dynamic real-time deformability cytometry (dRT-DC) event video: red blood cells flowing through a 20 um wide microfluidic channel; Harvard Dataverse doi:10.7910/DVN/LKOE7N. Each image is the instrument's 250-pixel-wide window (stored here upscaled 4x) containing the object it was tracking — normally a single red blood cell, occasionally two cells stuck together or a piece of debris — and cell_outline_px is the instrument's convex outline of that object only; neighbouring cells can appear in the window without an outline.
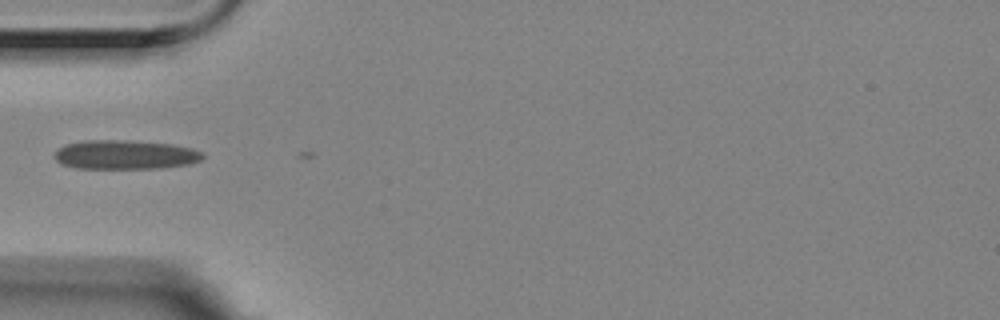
{"species": "Egyptian fruit bat (a non-hibernating species)", "species_latin": "Rousettus aegyptiacus", "temperature_condition": "room temperature", "stored_images_in_passage": 7, "camera_frame_rate_fps": 3000, "um_per_image_px": 0.085, "animal": {"sex": "female"}, "frame": {"image": 1, "passage_image": 5, "time_ms": 1.333, "image_size_px": [1000, 320], "cell_outline_px": [[204, 156], [200, 160], [188, 164], [160, 168], [76, 168], [60, 164], [56, 160], [56, 152], [64, 144], [84, 140], [124, 140], [172, 144], [192, 148], [200, 152]], "centroid_in_image_um": [10.61, 13.14], "position_along_channel_um": 74.4, "area_um2": 25.03}}
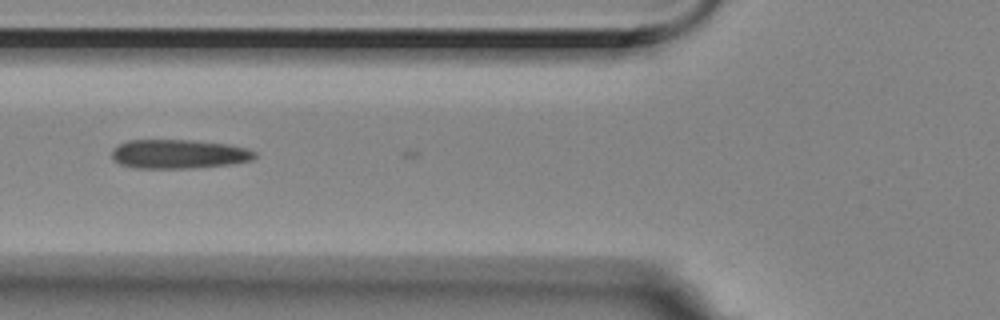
{"frame": {"image": 2, "passage_image": 6, "time_ms": 1.667, "image_size_px": [1000, 320], "cell_outline_px": [[256, 156], [252, 160], [228, 164], [192, 168], [136, 168], [120, 164], [112, 156], [112, 152], [120, 144], [128, 140], [188, 140], [228, 144], [248, 148], [256, 152]], "centroid_in_image_um": [15.22, 13.09], "position_along_channel_um": 110.6, "area_um2": 23.99}}